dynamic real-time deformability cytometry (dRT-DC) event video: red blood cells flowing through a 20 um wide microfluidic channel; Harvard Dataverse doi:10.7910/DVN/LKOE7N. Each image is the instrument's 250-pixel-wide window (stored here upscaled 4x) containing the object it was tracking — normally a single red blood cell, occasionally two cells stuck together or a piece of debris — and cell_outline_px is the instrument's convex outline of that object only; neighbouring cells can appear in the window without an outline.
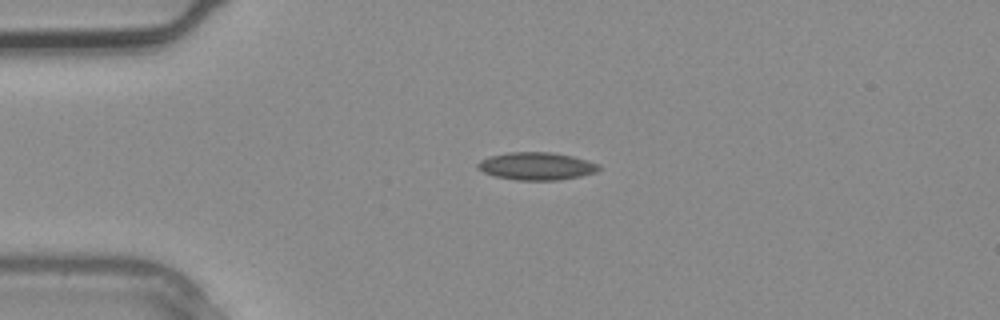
{"species": "common noctule bat (a hibernating species)", "species_latin": "Nyctalus noctula", "temperature_condition": "warm", "stored_images_in_passage": 2, "camera_frame_rate_fps": 3000, "um_per_image_px": 0.085, "animal": {"sex": "male", "body_mass_g": 20.4}, "frame": {"image": 1, "passage_image": 2, "time_ms": 0.333, "image_size_px": [1000, 320], "cell_outline_px": [[600, 168], [596, 172], [580, 176], [556, 180], [516, 180], [496, 176], [484, 172], [476, 168], [476, 164], [480, 160], [488, 156], [508, 152], [548, 152], [572, 156], [588, 160], [600, 164]], "centroid_in_image_um": [45.58, 14.11], "position_along_channel_um": 39.4, "area_um2": 19.54}}